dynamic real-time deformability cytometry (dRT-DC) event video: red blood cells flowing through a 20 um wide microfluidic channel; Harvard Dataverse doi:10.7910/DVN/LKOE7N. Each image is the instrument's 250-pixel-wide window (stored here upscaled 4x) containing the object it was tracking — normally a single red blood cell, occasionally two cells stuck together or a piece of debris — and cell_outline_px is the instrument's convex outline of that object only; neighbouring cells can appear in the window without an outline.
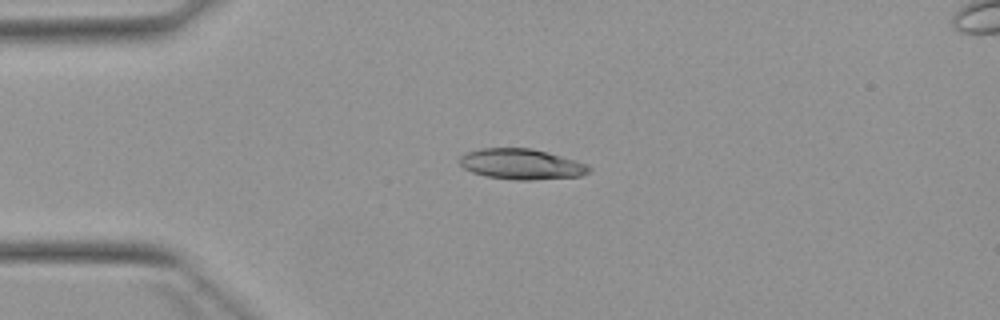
{"species": "Egyptian fruit bat (a non-hibernating species)", "species_latin": "Rousettus aegyptiacus", "temperature_condition": "warm", "stored_images_in_passage": 5, "camera_frame_rate_fps": 3000, "um_per_image_px": 0.085, "animal": {"sex": "female"}, "frame": {"image": 1, "passage_image": 1, "time_ms": 0.0, "image_size_px": [1000, 320], "cell_outline_px": [[592, 168], [588, 172], [580, 176], [532, 180], [516, 180], [488, 176], [472, 172], [464, 168], [460, 164], [460, 156], [468, 152], [480, 148], [532, 148], [548, 152], [576, 160], [588, 164]], "centroid_in_image_um": [44.35, 13.94], "position_along_channel_um": 40.7, "area_um2": 23.0}}
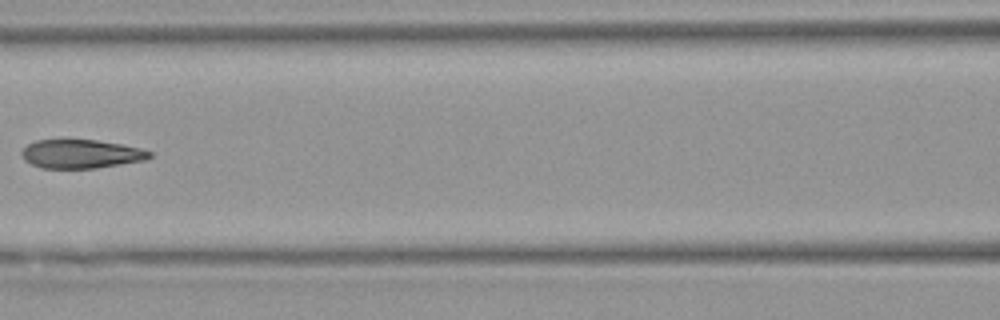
{"frame": {"image": 2, "passage_image": 4, "time_ms": 3.667, "image_size_px": [1000, 320], "cell_outline_px": [[152, 156], [144, 160], [96, 168], [40, 168], [24, 160], [20, 152], [28, 144], [36, 140], [64, 136], [96, 140], [120, 144], [140, 148], [152, 152]], "centroid_in_image_um": [6.82, 13.03], "position_along_channel_um": 159.8, "area_um2": 22.14}}
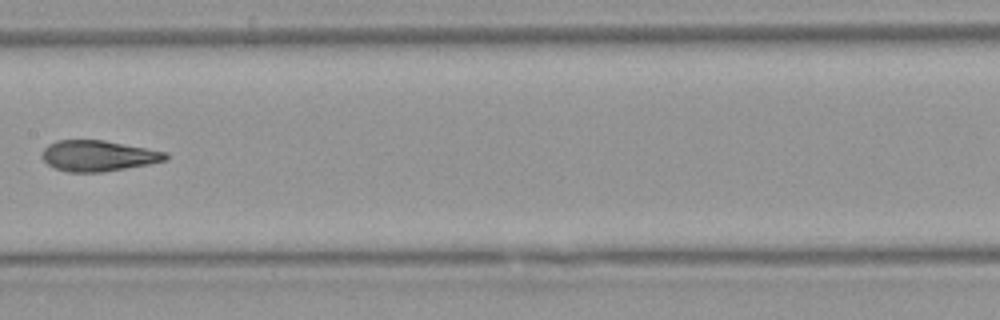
{"frame": {"image": 3, "passage_image": 5, "time_ms": 4.667, "image_size_px": [1000, 320], "cell_outline_px": [[168, 156], [164, 160], [148, 164], [100, 172], [68, 172], [56, 168], [48, 164], [40, 156], [40, 152], [48, 144], [56, 140], [104, 140], [168, 152]], "centroid_in_image_um": [8.3, 13.23], "position_along_channel_um": 199.1, "area_um2": 22.08}}